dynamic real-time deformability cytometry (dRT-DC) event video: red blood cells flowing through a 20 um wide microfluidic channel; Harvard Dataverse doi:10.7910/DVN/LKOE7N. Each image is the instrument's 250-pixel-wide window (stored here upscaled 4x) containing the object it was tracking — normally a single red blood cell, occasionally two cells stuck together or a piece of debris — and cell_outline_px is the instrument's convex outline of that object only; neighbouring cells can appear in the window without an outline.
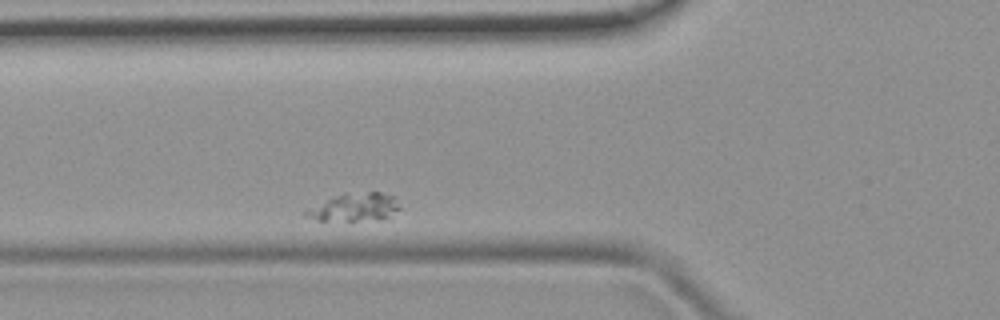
{"species": "common noctule bat (a hibernating species)", "species_latin": "Nyctalus noctula", "temperature_condition": "room temperature", "stored_images_in_passage": 3, "camera_frame_rate_fps": 3000, "um_per_image_px": 0.085, "animal": {"sex": "female", "body_mass_g": 19.9}, "frame": {"image": 1, "passage_image": 3, "time_ms": 2.0, "image_size_px": [1000, 320], "cell_outline_px": [[400, 208], [384, 216], [356, 220], [316, 220], [304, 216], [304, 212], [336, 196], [368, 192], [380, 192], [396, 196]], "centroid_in_image_um": [30.15, 17.6], "position_along_channel_um": 95.6, "area_um2": 14.16}}